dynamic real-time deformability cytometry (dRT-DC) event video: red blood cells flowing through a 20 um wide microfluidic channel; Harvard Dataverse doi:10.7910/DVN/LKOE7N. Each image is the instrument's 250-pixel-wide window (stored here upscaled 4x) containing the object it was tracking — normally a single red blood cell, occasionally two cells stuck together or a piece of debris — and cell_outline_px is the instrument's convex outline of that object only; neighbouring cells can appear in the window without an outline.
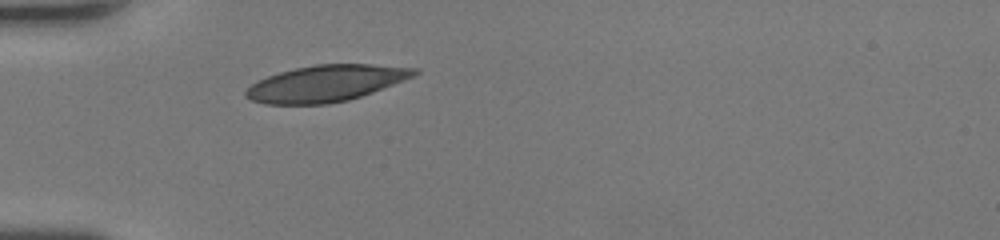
{"species": "human", "species_latin": "Homo sapiens", "temperature_condition": "room temperature", "stored_images_in_passage": 2, "camera_frame_rate_fps": 3000, "um_per_image_px": 0.085, "donor": {"sex": "female"}, "frame": {"image": 1, "passage_image": 1, "time_ms": 0.0, "image_size_px": [1000, 240], "cell_outline_px": [[380, 84], [356, 96], [340, 100], [296, 104], [264, 100], [260, 84], [276, 76], [288, 72], [308, 68], [332, 64], [352, 64], [376, 68]], "centroid_in_image_um": [27.24, 7.14], "position_along_channel_um": 57.8, "area_um2": 25.49}}